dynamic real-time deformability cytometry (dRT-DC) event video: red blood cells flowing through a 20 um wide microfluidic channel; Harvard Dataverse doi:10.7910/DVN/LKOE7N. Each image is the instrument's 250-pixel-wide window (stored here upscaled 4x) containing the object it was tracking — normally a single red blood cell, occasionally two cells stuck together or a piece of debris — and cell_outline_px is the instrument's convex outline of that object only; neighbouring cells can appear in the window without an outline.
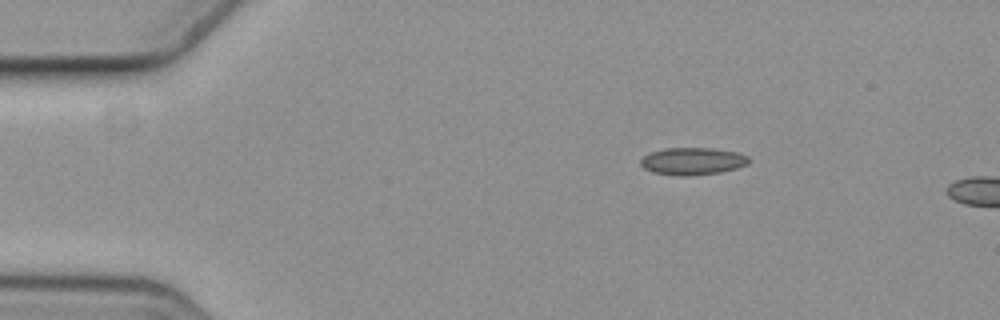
{"species": "common noctule bat (a hibernating species)", "species_latin": "Nyctalus noctula", "temperature_condition": "cold", "stored_images_in_passage": 5, "camera_frame_rate_fps": 3000, "um_per_image_px": 0.085, "animal": {"sex": "female", "body_mass_g": 19.3, "forearm_length_mm": 54.1}, "frame": {"image": 1, "passage_image": 1, "time_ms": 0.0, "image_size_px": [1000, 320], "cell_outline_px": [[748, 164], [736, 168], [720, 172], [688, 176], [680, 176], [652, 172], [644, 168], [640, 164], [640, 160], [648, 152], [664, 148], [712, 148], [736, 152], [748, 156]], "centroid_in_image_um": [58.83, 13.7], "position_along_channel_um": 26.2, "area_um2": 17.22}}